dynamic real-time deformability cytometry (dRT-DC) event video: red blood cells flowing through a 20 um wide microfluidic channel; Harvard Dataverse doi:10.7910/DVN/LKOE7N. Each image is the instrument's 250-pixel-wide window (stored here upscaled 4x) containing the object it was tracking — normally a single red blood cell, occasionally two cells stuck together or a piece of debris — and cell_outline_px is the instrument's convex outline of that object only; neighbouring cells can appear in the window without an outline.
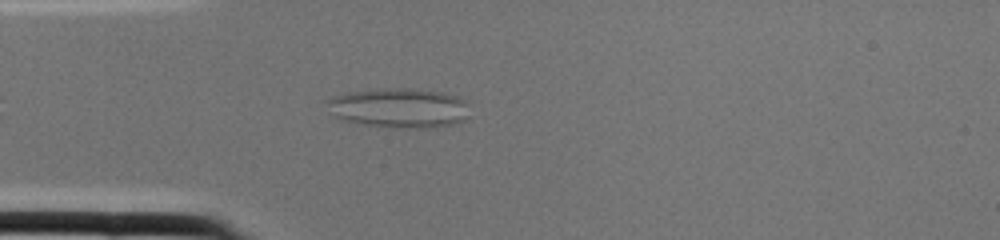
{"species": "common noctule bat (a hibernating species)", "species_latin": "Nyctalus noctula", "temperature_condition": "cold", "stored_images_in_passage": 1, "camera_frame_rate_fps": 3000, "um_per_image_px": 0.085, "animal": {"sex": "female", "body_mass_g": 22.0, "forearm_length_mm": 56.7}, "frame": {"image": 1, "passage_image": 1, "time_ms": 0.0, "image_size_px": [1000, 240], "cell_outline_px": [[468, 116], [464, 120], [452, 124], [432, 128], [388, 128], [364, 124], [344, 120], [332, 116], [324, 100], [332, 96], [348, 92], [396, 88], [408, 88], [444, 92], [456, 96], [464, 100]], "centroid_in_image_um": [33.88, 9.19], "position_along_channel_um": 51.1, "area_um2": 33.12}}